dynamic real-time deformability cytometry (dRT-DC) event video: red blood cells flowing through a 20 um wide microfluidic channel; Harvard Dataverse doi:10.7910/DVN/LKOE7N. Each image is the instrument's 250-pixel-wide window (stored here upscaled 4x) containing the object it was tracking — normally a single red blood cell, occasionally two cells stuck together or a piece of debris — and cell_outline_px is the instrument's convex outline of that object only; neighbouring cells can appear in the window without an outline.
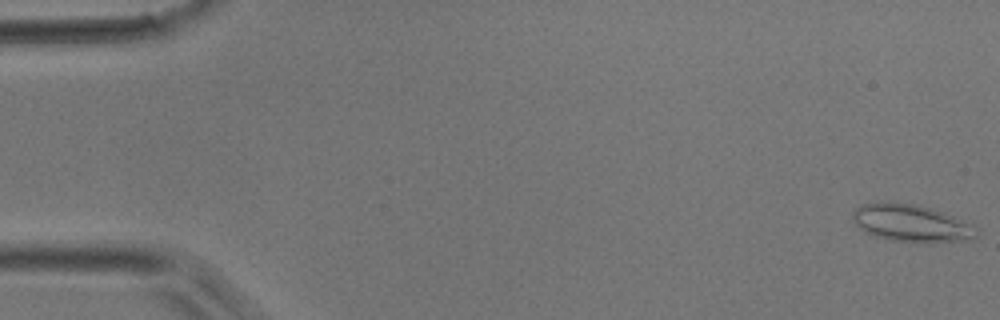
{"species": "common noctule bat (a hibernating species)", "species_latin": "Nyctalus noctula", "temperature_condition": "room temperature", "stored_images_in_passage": 37, "camera_frame_rate_fps": 3000, "um_per_image_px": 0.085, "animal": {"sex": "male", "body_mass_g": 17.9}, "frame": {"image": 1, "passage_image": 1, "time_ms": 0.0, "image_size_px": [1000, 320], "cell_outline_px": [[976, 236], [964, 240], [888, 240], [864, 232], [852, 220], [852, 212], [860, 204], [892, 200], [932, 208], [944, 212], [976, 228]], "centroid_in_image_um": [77.32, 18.9], "position_along_channel_um": 7.7, "area_um2": 26.18}}
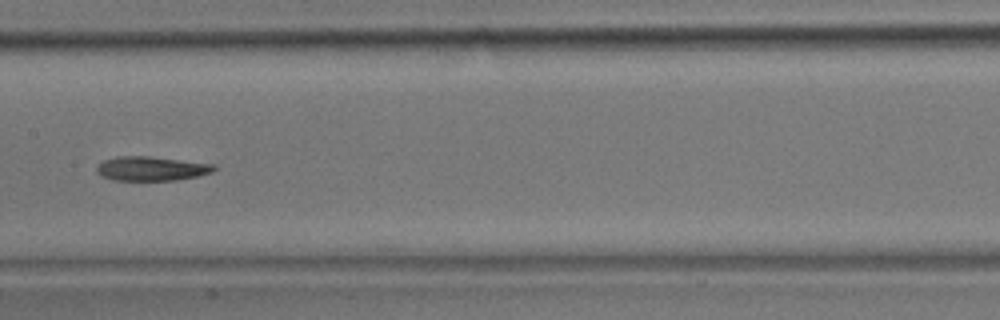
{"frame": {"image": 2, "passage_image": 15, "time_ms": 4.667, "image_size_px": [1000, 320], "cell_outline_px": [[216, 168], [212, 172], [196, 176], [176, 180], [112, 180], [96, 172], [96, 168], [104, 160], [116, 156], [148, 156], [216, 164]], "centroid_in_image_um": [12.88, 14.32], "position_along_channel_um": 194.5, "area_um2": 16.47}}
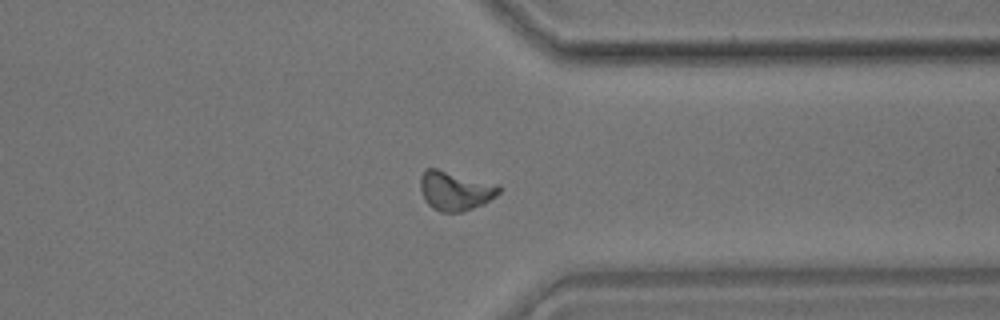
{"frame": {"image": 3, "passage_image": 27, "time_ms": 8.667, "image_size_px": [1000, 320], "cell_outline_px": [[500, 192], [496, 196], [484, 204], [460, 212], [440, 212], [432, 208], [424, 200], [420, 188], [420, 176], [428, 168], [436, 168], [500, 184]], "centroid_in_image_um": [38.7, 16.21], "position_along_channel_um": 372.7, "area_um2": 18.15}}